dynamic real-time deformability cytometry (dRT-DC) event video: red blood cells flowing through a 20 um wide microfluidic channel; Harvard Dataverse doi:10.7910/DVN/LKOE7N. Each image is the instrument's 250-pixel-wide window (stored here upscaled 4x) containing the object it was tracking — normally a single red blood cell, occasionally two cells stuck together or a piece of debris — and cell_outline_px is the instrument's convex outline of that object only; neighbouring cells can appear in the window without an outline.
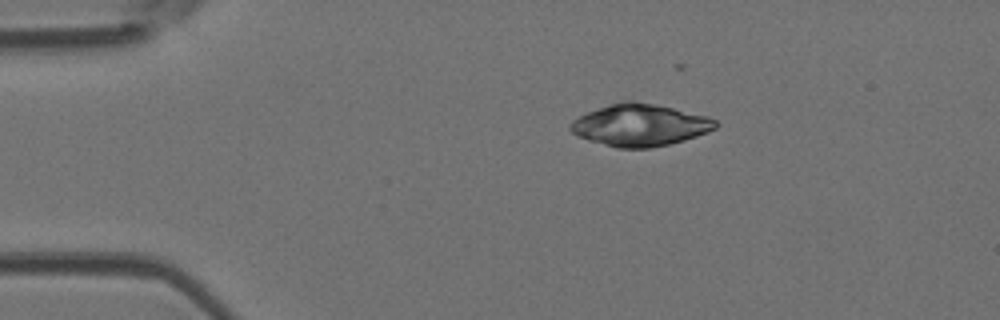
{"species": "Egyptian fruit bat (a non-hibernating species)", "species_latin": "Rousettus aegyptiacus", "temperature_condition": "room temperature", "stored_images_in_passage": 4, "camera_frame_rate_fps": 3000, "um_per_image_px": 0.085, "animal": {"sex": "female"}, "frame": {"image": 1, "passage_image": 4, "time_ms": 1.0, "image_size_px": [1000, 320], "cell_outline_px": [[716, 128], [708, 132], [684, 140], [668, 144], [648, 148], [616, 148], [588, 140], [572, 132], [568, 128], [568, 124], [572, 120], [588, 112], [624, 100], [632, 100], [672, 108], [708, 116], [716, 120]], "centroid_in_image_um": [54.38, 10.64], "position_along_channel_um": 30.6, "area_um2": 35.14}}